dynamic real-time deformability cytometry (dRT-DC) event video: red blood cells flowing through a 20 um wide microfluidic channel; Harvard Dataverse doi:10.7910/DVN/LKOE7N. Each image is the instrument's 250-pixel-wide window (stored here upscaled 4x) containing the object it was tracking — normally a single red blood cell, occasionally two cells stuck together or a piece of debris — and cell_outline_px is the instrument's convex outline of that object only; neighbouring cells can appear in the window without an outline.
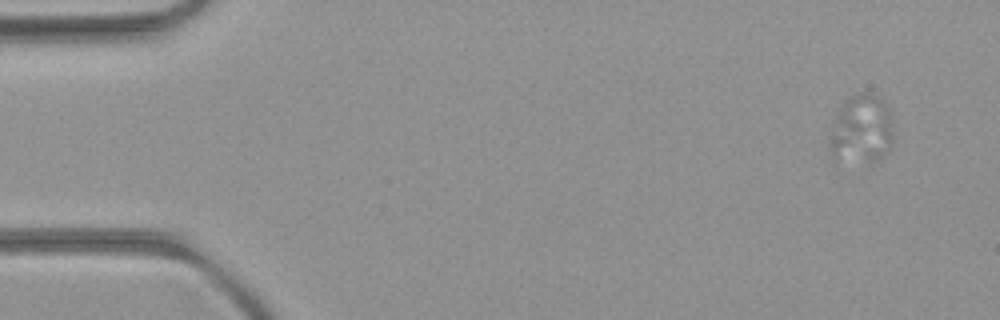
{"species": "common noctule bat (a hibernating species)", "species_latin": "Nyctalus noctula", "temperature_condition": "room temperature", "stored_images_in_passage": 54, "segment_of_instrument_passage": [1, 2], "camera_frame_rate_fps": 3000, "um_per_image_px": 0.085, "animal": {"sex": "female", "body_mass_g": 21.9}, "frame": {"image": 1, "passage_image": 1, "time_ms": 0.0, "image_size_px": [1000, 320], "cell_outline_px": [[892, 144], [888, 152], [880, 160], [868, 164], [832, 152], [828, 144], [840, 108], [844, 100], [860, 92], [872, 92], [880, 96], [888, 108], [892, 128]], "centroid_in_image_um": [73.31, 10.95], "position_along_channel_um": 11.7, "area_um2": 24.97}}
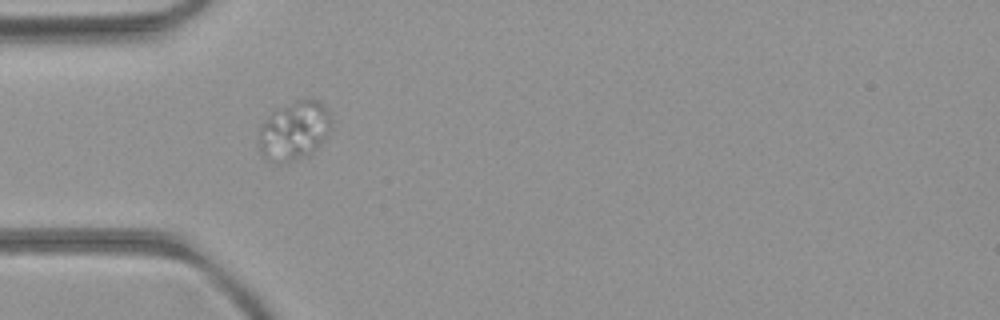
{"frame": {"image": 2, "passage_image": 15, "time_ms": 4.667, "image_size_px": [1000, 320], "cell_outline_px": [[332, 128], [328, 136], [308, 156], [288, 164], [280, 164], [264, 160], [260, 152], [260, 128], [268, 116], [276, 108], [296, 100], [316, 100], [324, 104], [332, 120]], "centroid_in_image_um": [25.02, 11.15], "position_along_channel_um": 60.0, "area_um2": 25.37}}